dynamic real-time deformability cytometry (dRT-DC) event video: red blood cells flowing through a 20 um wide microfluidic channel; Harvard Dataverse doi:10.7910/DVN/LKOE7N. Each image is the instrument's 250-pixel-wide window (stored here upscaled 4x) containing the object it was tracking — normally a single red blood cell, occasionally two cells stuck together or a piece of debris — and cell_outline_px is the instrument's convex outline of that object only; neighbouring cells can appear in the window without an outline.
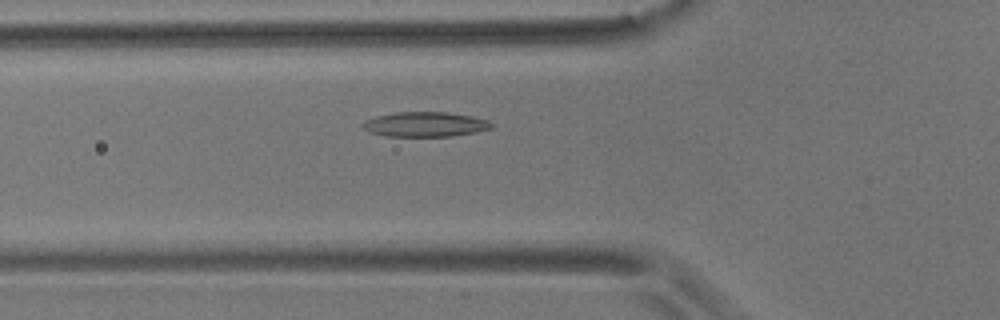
{"species": "common noctule bat (a hibernating species)", "species_latin": "Nyctalus noctula", "temperature_condition": "room temperature", "stored_images_in_passage": 31, "camera_frame_rate_fps": 3000, "um_per_image_px": 0.085, "animal": {"sex": "male", "body_mass_g": 17.9}, "frame": {"image": 1, "passage_image": 8, "time_ms": 2.333, "image_size_px": [1000, 320], "cell_outline_px": [[492, 128], [476, 132], [452, 136], [384, 136], [368, 132], [360, 128], [360, 124], [364, 120], [376, 116], [392, 112], [448, 112], [472, 116], [488, 120], [492, 124]], "centroid_in_image_um": [36.06, 10.56], "position_along_channel_um": 89.7, "area_um2": 18.9}}
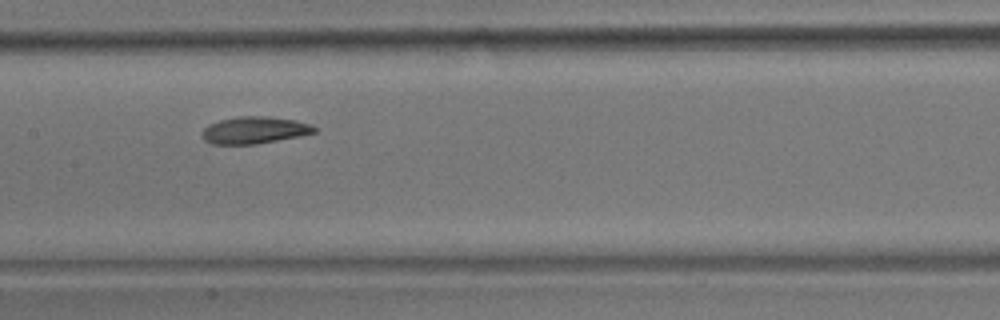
{"frame": {"image": 2, "passage_image": 16, "time_ms": 5.0, "image_size_px": [1000, 320], "cell_outline_px": [[316, 132], [300, 136], [256, 144], [212, 144], [204, 140], [200, 136], [200, 132], [208, 124], [220, 120], [236, 116], [268, 116], [296, 120], [312, 124], [316, 128]], "centroid_in_image_um": [21.6, 11.06], "position_along_channel_um": 185.8, "area_um2": 17.92}}
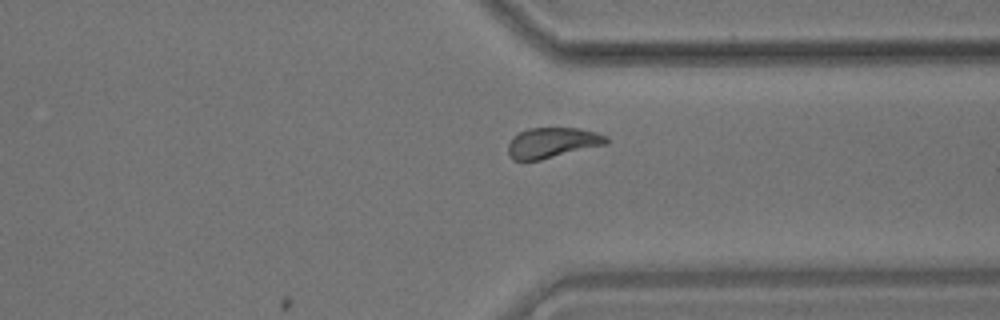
{"frame": {"image": 3, "passage_image": 31, "time_ms": 10.0, "image_size_px": [1000, 320], "cell_outline_px": [[608, 144], [540, 160], [516, 160], [508, 152], [508, 144], [512, 136], [528, 128], [580, 128], [596, 132], [608, 136]], "centroid_in_image_um": [46.98, 12.12], "position_along_channel_um": 364.4, "area_um2": 17.4}, "authors_computed_cell_mechanics": {"area_um2": 17.6868, "velocity_mm_per_s": 3.5772, "shape_relaxation_time_tau1_ms": 5.8144, "shape_relaxation_time_tau2_ms": 4.0616, "deformation_change_tau1": 0.1484, "deformation_change_tau2": 0.0875}}